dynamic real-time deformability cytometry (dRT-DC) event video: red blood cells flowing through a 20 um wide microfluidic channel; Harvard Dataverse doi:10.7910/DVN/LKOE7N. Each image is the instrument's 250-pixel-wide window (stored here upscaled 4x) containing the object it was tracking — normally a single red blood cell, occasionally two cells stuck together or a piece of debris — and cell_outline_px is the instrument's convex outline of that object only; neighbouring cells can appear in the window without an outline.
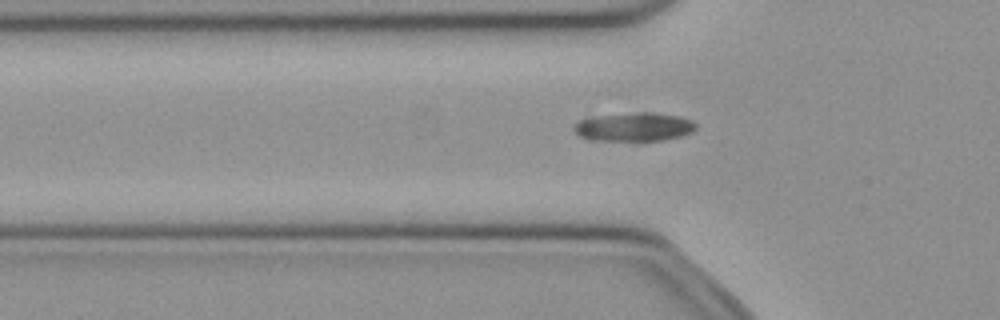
{"species": "common noctule bat (a hibernating species)", "species_latin": "Nyctalus noctula", "temperature_condition": "cold", "stored_images_in_passage": 8, "camera_frame_rate_fps": 3000, "um_per_image_px": 0.085, "animal": {"sex": "female", "body_mass_g": 21.9}, "frame": {"image": 1, "passage_image": 4, "time_ms": 1.0, "image_size_px": [1000, 320], "cell_outline_px": [[696, 128], [692, 132], [680, 136], [640, 144], [636, 144], [588, 140], [580, 136], [572, 128], [572, 124], [584, 116], [636, 112], [652, 112], [680, 116], [692, 120], [696, 124]], "centroid_in_image_um": [53.8, 10.82], "position_along_channel_um": 72.0, "area_um2": 21.85}}